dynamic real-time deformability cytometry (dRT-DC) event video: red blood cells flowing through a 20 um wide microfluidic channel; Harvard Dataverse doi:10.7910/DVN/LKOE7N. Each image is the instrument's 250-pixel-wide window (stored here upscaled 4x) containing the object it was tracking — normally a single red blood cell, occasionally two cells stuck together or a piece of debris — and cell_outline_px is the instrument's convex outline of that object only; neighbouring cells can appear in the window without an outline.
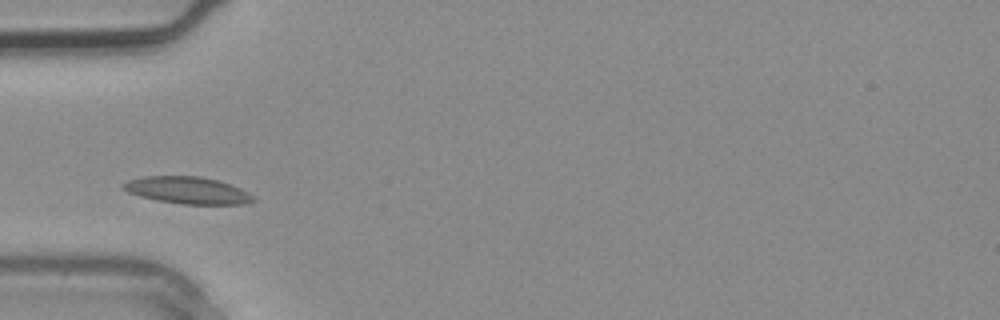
{"species": "common noctule bat (a hibernating species)", "species_latin": "Nyctalus noctula", "temperature_condition": "warm", "stored_images_in_passage": 4, "camera_frame_rate_fps": 3000, "um_per_image_px": 0.085, "animal": {"sex": "male", "body_mass_g": 20.4}, "frame": {"image": 1, "passage_image": 4, "time_ms": 1.0, "image_size_px": [1000, 320], "cell_outline_px": [[256, 200], [248, 204], [184, 204], [156, 200], [140, 196], [128, 192], [120, 188], [120, 184], [128, 180], [144, 176], [200, 176], [220, 180], [240, 188], [248, 192]], "centroid_in_image_um": [15.92, 16.17], "position_along_channel_um": 69.1, "area_um2": 20.63}}